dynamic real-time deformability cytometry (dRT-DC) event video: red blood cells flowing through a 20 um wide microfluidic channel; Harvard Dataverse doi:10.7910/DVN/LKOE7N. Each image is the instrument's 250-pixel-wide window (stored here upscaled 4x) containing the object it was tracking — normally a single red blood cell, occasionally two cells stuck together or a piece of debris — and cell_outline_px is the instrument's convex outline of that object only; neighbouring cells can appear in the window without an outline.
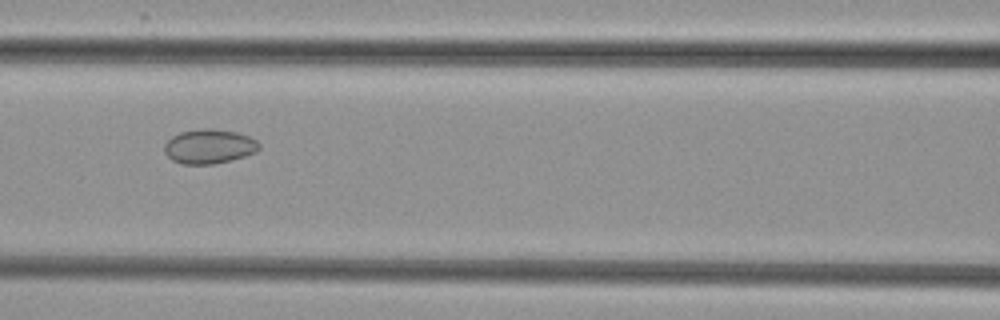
{"species": "common noctule bat (a hibernating species)", "species_latin": "Nyctalus noctula", "temperature_condition": "cold", "stored_images_in_passage": 4, "camera_frame_rate_fps": 3000, "um_per_image_px": 0.085, "animal": {"sex": "female", "body_mass_g": 29.2, "forearm_length_mm": 56.3}, "frame": {"image": 1, "passage_image": 4, "time_ms": 3.333, "image_size_px": [1000, 320], "cell_outline_px": [[260, 148], [256, 152], [244, 156], [212, 164], [180, 164], [172, 160], [164, 152], [164, 144], [172, 136], [180, 132], [204, 128], [208, 128], [236, 132], [248, 136], [256, 140], [260, 144]], "centroid_in_image_um": [17.76, 12.44], "position_along_channel_um": 148.8, "area_um2": 18.9}}